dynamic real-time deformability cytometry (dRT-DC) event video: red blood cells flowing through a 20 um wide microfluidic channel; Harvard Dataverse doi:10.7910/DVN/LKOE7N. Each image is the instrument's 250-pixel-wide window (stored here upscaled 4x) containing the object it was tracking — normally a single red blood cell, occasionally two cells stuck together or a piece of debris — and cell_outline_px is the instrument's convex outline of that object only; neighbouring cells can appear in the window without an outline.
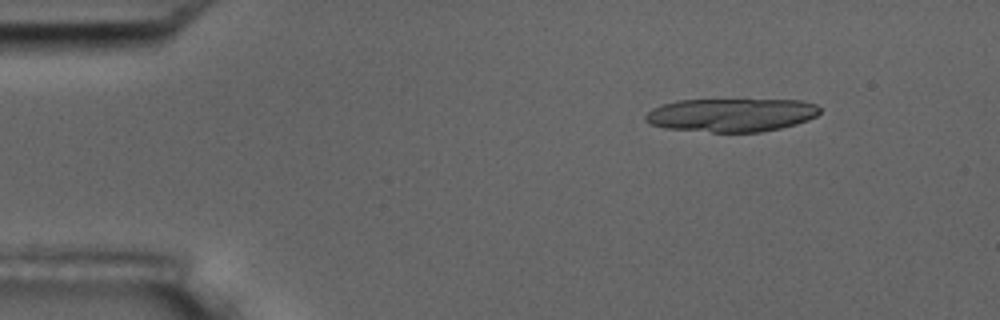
{"species": "common noctule bat (a hibernating species)", "species_latin": "Nyctalus noctula", "temperature_condition": "room temperature", "stored_images_in_passage": 9, "camera_frame_rate_fps": 3000, "um_per_image_px": 0.085, "animal": {"sex": "male", "body_mass_g": 17.5, "forearm_length_mm": 52.3}, "frame": {"image": 1, "passage_image": 2, "time_ms": 1.0, "image_size_px": [1000, 320], "cell_outline_px": [[820, 112], [816, 116], [808, 120], [796, 124], [780, 128], [760, 132], [712, 132], [664, 128], [652, 124], [644, 120], [644, 116], [652, 108], [660, 104], [680, 100], [804, 100], [816, 104], [820, 108]], "centroid_in_image_um": [62.16, 9.77], "position_along_channel_um": 22.8, "area_um2": 34.04}}